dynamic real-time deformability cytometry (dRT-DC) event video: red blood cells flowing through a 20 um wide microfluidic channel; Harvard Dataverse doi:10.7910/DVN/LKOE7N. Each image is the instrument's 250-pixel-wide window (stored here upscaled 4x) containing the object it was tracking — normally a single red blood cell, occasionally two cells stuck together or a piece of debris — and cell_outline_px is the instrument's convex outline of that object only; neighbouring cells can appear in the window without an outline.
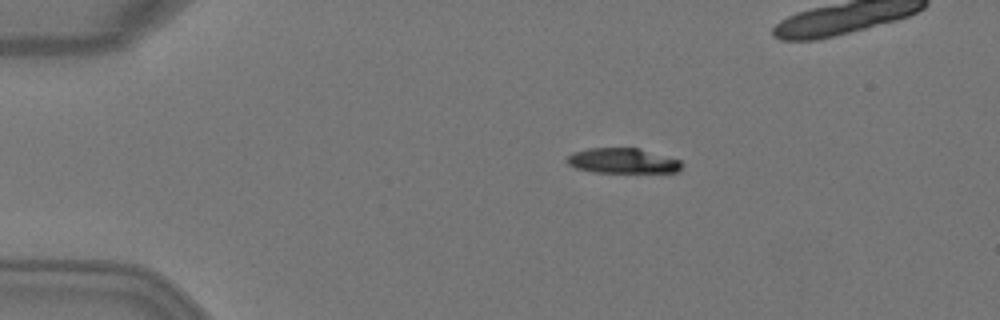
{"species": "Egyptian fruit bat (a non-hibernating species)", "species_latin": "Rousettus aegyptiacus", "temperature_condition": "warm", "stored_images_in_passage": 5, "camera_frame_rate_fps": 3000, "um_per_image_px": 0.085, "animal": {"sex": "female"}, "frame": {"image": 1, "passage_image": 2, "time_ms": 0.333, "image_size_px": [1000, 320], "cell_outline_px": [[684, 164], [676, 172], [592, 172], [576, 168], [568, 164], [564, 160], [572, 152], [588, 148], [640, 148], [680, 160]], "centroid_in_image_um": [52.89, 13.66], "position_along_channel_um": 32.1, "area_um2": 16.88}}
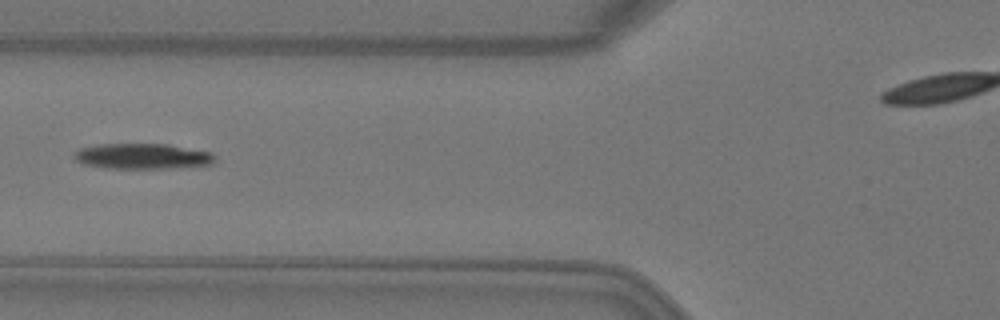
{"frame": {"image": 2, "passage_image": 5, "time_ms": 1.333, "image_size_px": [1000, 320], "cell_outline_px": [[216, 160], [212, 164], [172, 168], [104, 168], [84, 164], [76, 160], [72, 156], [80, 148], [100, 144], [168, 144], [212, 152], [216, 156]], "centroid_in_image_um": [12.14, 13.28], "position_along_channel_um": 113.7, "area_um2": 20.98}}